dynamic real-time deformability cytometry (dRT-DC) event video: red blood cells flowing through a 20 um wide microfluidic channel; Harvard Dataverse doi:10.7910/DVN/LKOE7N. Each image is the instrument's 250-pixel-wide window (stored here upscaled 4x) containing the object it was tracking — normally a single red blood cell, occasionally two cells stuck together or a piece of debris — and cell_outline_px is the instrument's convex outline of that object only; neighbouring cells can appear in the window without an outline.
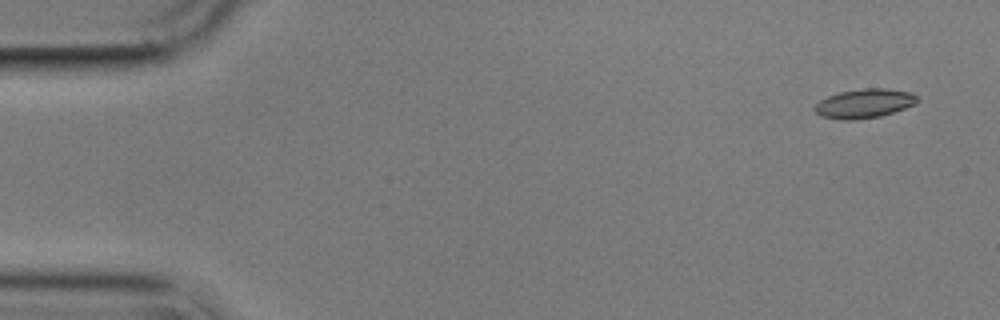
{"species": "common noctule bat (a hibernating species)", "species_latin": "Nyctalus noctula", "temperature_condition": "cold", "stored_images_in_passage": 5, "camera_frame_rate_fps": 3000, "um_per_image_px": 0.085, "animal": {"sex": "male", "body_mass_g": 17.9}, "frame": {"image": 1, "passage_image": 1, "time_ms": 0.0, "image_size_px": [1000, 320], "cell_outline_px": [[920, 100], [916, 104], [880, 116], [852, 120], [840, 120], [820, 116], [812, 108], [820, 100], [828, 96], [840, 92], [864, 88], [884, 88], [912, 92]], "centroid_in_image_um": [73.46, 8.79], "position_along_channel_um": 11.5, "area_um2": 17.46}}
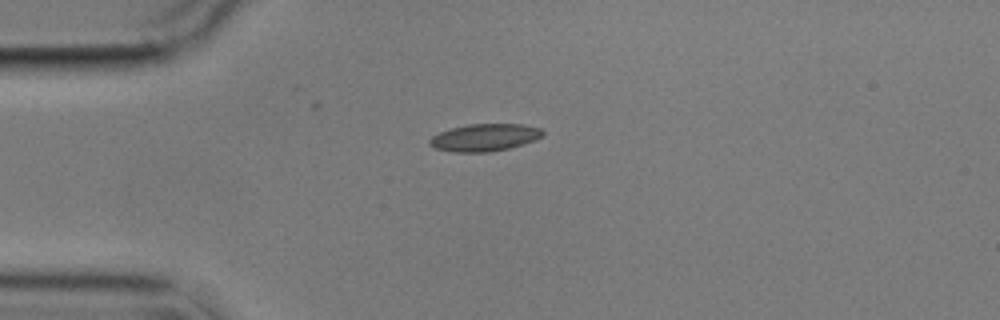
{"frame": {"image": 2, "passage_image": 4, "time_ms": 3.667, "image_size_px": [1000, 320], "cell_outline_px": [[544, 136], [536, 140], [524, 144], [508, 148], [488, 152], [452, 152], [436, 148], [428, 144], [428, 140], [432, 136], [440, 132], [452, 128], [468, 124], [524, 124], [540, 128], [544, 132]], "centroid_in_image_um": [41.21, 11.68], "position_along_channel_um": 43.8, "area_um2": 18.09}}